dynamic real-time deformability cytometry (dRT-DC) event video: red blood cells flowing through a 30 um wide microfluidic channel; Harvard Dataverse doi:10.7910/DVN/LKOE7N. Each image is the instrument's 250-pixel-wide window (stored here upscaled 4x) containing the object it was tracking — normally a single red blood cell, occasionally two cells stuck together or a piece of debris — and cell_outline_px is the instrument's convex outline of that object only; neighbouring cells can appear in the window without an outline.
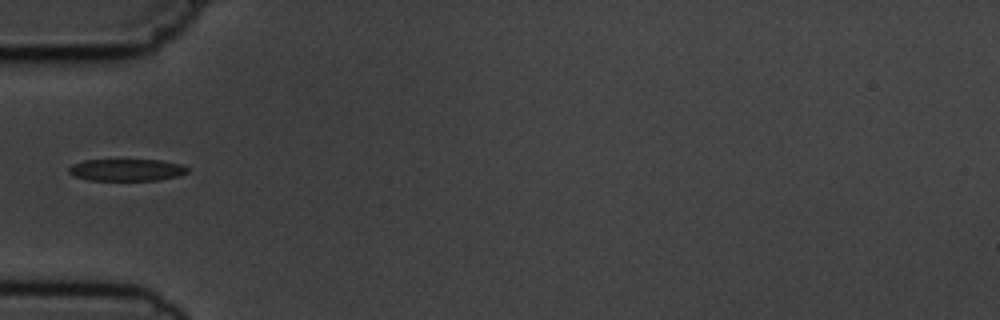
{"species": "common noctule bat (a hibernating species)", "species_latin": "Nyctalus noctula", "temperature_condition": "cold", "stored_images_in_passage": 2, "camera_frame_rate_fps": 3000, "um_per_image_px": 0.085, "animal": {"sex": "male", "body_mass_g": 19.5, "forearm_length_mm": 54.6}, "frame": {"image": 1, "passage_image": 2, "time_ms": 1.0, "image_size_px": [1000, 320], "cell_outline_px": [[188, 172], [180, 176], [160, 180], [88, 180], [72, 176], [68, 172], [68, 168], [72, 164], [84, 160], [164, 160], [184, 164], [188, 168]], "centroid_in_image_um": [10.79, 14.44], "position_along_channel_um": 74.2, "area_um2": 15.49}}